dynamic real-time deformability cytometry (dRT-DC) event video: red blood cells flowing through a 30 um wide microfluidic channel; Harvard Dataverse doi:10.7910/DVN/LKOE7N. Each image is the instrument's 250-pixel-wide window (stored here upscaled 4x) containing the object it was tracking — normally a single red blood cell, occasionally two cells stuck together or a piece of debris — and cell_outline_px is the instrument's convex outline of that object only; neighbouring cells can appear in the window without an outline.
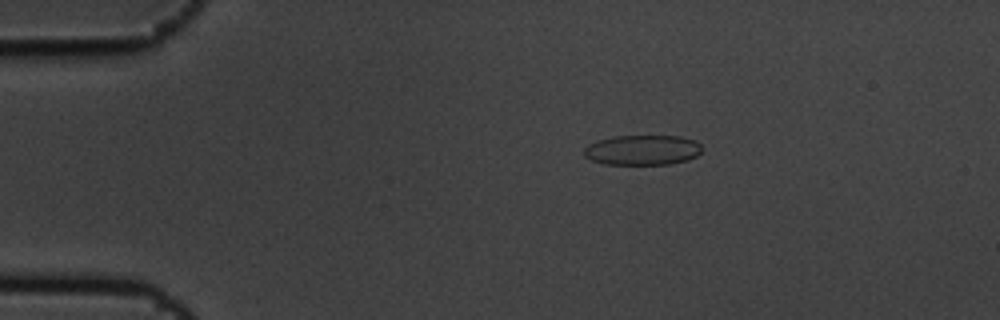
{"species": "common noctule bat (a hibernating species)", "species_latin": "Nyctalus noctula", "temperature_condition": "cold", "stored_images_in_passage": 4, "camera_frame_rate_fps": 3000, "um_per_image_px": 0.085, "animal": {"sex": "male", "body_mass_g": 19.5, "forearm_length_mm": 54.6}, "frame": {"image": 1, "passage_image": 1, "time_ms": 0.0, "image_size_px": [1000, 320], "cell_outline_px": [[700, 152], [696, 156], [688, 160], [668, 164], [604, 164], [592, 160], [584, 156], [584, 148], [588, 144], [596, 140], [616, 136], [680, 136], [696, 140], [700, 144]], "centroid_in_image_um": [54.59, 12.75], "position_along_channel_um": 30.4, "area_um2": 20.69}}
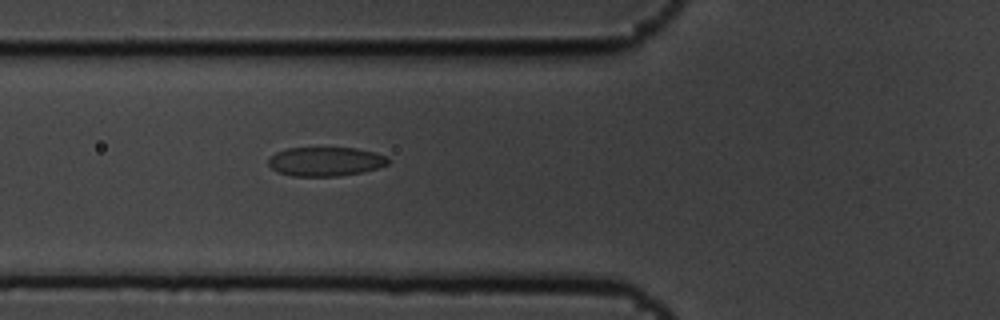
{"frame": {"image": 2, "passage_image": 4, "time_ms": 1.0, "image_size_px": [1000, 320], "cell_outline_px": [[388, 164], [364, 172], [340, 176], [292, 176], [280, 172], [272, 168], [268, 164], [268, 160], [276, 152], [288, 148], [356, 148], [376, 152], [388, 156]], "centroid_in_image_um": [27.7, 13.73], "position_along_channel_um": 98.1, "area_um2": 20.29}}